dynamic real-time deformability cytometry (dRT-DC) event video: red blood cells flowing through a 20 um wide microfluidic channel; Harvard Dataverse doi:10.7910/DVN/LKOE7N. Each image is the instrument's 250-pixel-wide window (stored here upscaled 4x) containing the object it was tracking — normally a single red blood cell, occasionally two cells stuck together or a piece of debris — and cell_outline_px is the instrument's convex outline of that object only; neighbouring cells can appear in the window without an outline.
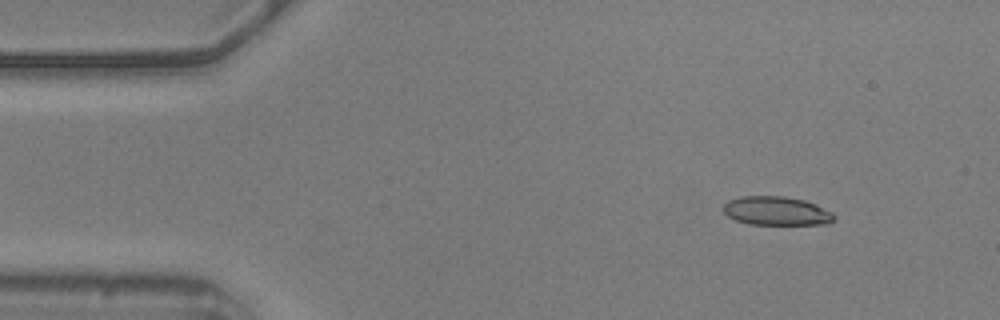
{"species": "common noctule bat (a hibernating species)", "species_latin": "Nyctalus noctula", "temperature_condition": "warm", "stored_images_in_passage": 56, "camera_frame_rate_fps": 3000, "um_per_image_px": 0.085, "animal": {"sex": "male", "body_mass_g": 20.5, "forearm_length_mm": 52.5}, "frame": {"image": 1, "passage_image": 6, "time_ms": 1.667, "image_size_px": [1000, 320], "cell_outline_px": [[836, 220], [828, 224], [748, 224], [736, 220], [728, 216], [720, 208], [728, 200], [740, 196], [784, 196], [804, 200], [816, 204], [832, 212], [836, 216]], "centroid_in_image_um": [66.0, 17.92], "position_along_channel_um": 19.0, "area_um2": 18.79}}
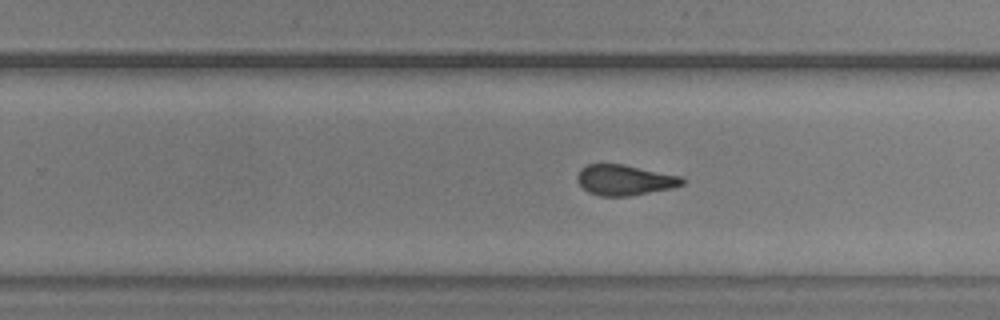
{"frame": {"image": 2, "passage_image": 34, "time_ms": 11.0, "image_size_px": [1000, 320], "cell_outline_px": [[684, 184], [672, 188], [628, 196], [600, 196], [588, 192], [576, 180], [576, 176], [580, 168], [588, 164], [624, 164], [680, 176], [684, 180]], "centroid_in_image_um": [53.06, 15.3], "position_along_channel_um": 276.7, "area_um2": 18.61}}
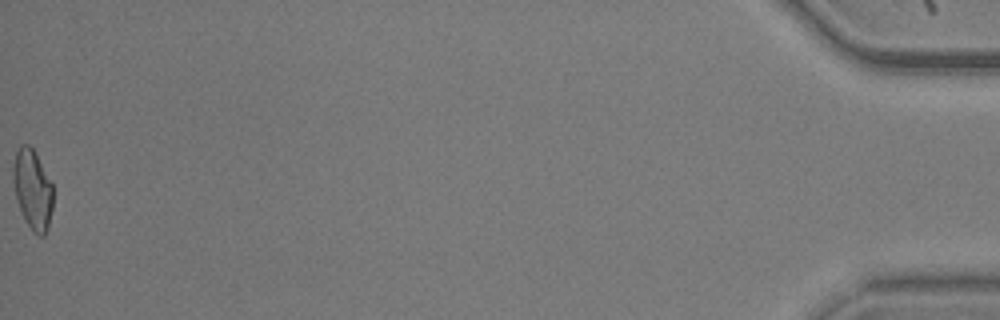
{"frame": {"image": 3, "passage_image": 56, "time_ms": 18.333, "image_size_px": [1000, 320], "cell_outline_px": [[52, 208], [48, 228], [44, 236], [40, 236], [32, 232], [24, 220], [16, 196], [12, 180], [12, 168], [16, 152], [20, 144], [28, 144], [36, 152], [52, 184]], "centroid_in_image_um": [2.76, 16.1], "position_along_channel_um": 432.4, "area_um2": 18.67}, "authors_computed_cell_mechanics": {"area_um2": 19.074, "velocity_mm_per_s": 3.5847, "shape_relaxation_time_tau1_ms": 5.9343, "shape_relaxation_time_tau2_ms": 2.0571, "deformation_change_tau1": 0.2014, "deformation_change_tau2": 0.1076}}